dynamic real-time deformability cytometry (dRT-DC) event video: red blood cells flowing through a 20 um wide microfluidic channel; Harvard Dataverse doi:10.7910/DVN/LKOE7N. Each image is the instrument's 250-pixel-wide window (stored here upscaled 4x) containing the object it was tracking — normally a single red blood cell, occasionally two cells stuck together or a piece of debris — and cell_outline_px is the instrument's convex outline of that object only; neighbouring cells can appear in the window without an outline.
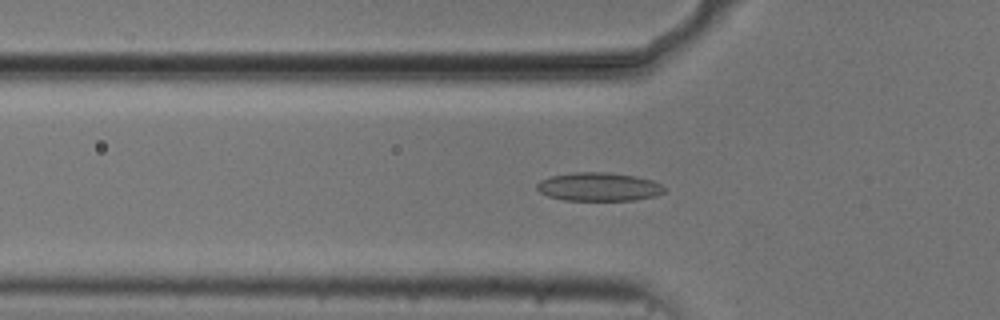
{"species": "common noctule bat (a hibernating species)", "species_latin": "Nyctalus noctula", "temperature_condition": "cold", "stored_images_in_passage": 54, "camera_frame_rate_fps": 3000, "um_per_image_px": 0.085, "animal": {"sex": "male", "body_mass_g": 20.5, "forearm_length_mm": 52.5}, "frame": {"image": 1, "passage_image": 18, "time_ms": 5.667, "image_size_px": [1000, 320], "cell_outline_px": [[664, 192], [656, 196], [632, 200], [564, 200], [548, 196], [540, 192], [536, 188], [536, 184], [540, 180], [552, 176], [572, 172], [608, 172], [636, 176], [652, 180], [660, 184], [664, 188]], "centroid_in_image_um": [50.88, 15.87], "position_along_channel_um": 74.9, "area_um2": 21.15}}
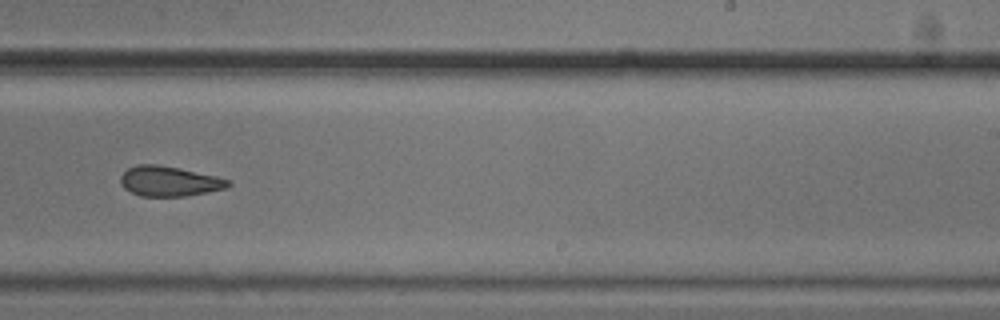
{"frame": {"image": 2, "passage_image": 34, "time_ms": 11.0, "image_size_px": [1000, 320], "cell_outline_px": [[232, 184], [228, 188], [208, 192], [184, 196], [140, 196], [124, 188], [120, 184], [120, 176], [128, 168], [136, 164], [156, 164], [180, 168], [216, 176], [232, 180]], "centroid_in_image_um": [14.41, 15.4], "position_along_channel_um": 274.6, "area_um2": 19.02}}
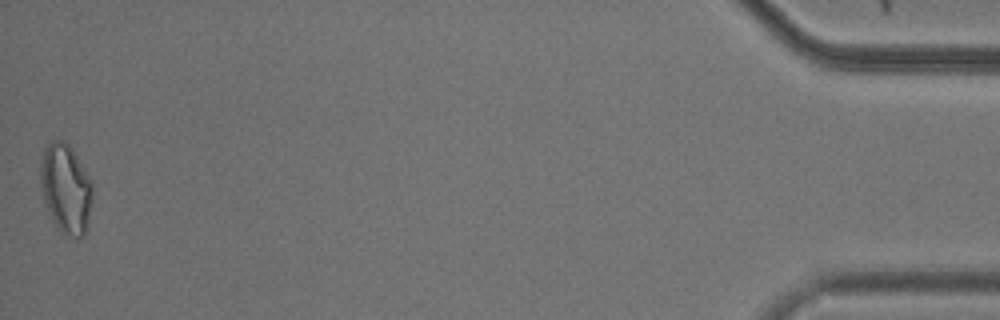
{"frame": {"image": 3, "passage_image": 54, "time_ms": 17.667, "image_size_px": [1000, 320], "cell_outline_px": [[92, 200], [88, 228], [84, 236], [80, 240], [76, 240], [60, 232], [52, 220], [44, 204], [40, 184], [40, 164], [44, 148], [52, 140], [64, 140], [72, 148], [92, 180]], "centroid_in_image_um": [5.61, 16.08], "position_along_channel_um": 429.6, "area_um2": 27.92}, "authors_computed_cell_mechanics": {"area_um2": 20.3745, "velocity_mm_per_s": 3.735, "shape_relaxation_time_tau1_ms": null, "shape_relaxation_time_tau2_ms": 8.2847, "deformation_change_tau1": null, "deformation_change_tau2": 0.158}}